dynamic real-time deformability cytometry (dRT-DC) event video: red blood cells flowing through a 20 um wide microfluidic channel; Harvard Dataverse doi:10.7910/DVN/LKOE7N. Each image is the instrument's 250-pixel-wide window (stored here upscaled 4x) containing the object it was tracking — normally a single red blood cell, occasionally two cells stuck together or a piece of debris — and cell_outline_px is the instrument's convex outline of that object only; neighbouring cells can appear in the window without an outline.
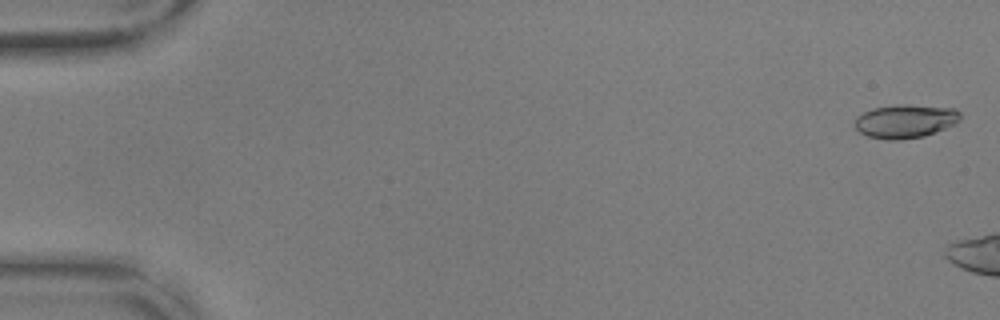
{"species": "common noctule bat (a hibernating species)", "species_latin": "Nyctalus noctula", "temperature_condition": "warm", "stored_images_in_passage": 8, "camera_frame_rate_fps": 3000, "um_per_image_px": 0.085, "animal": {"sex": "male", "body_mass_g": 17.9, "forearm_length_mm": 54.2}, "frame": {"image": 1, "passage_image": 2, "time_ms": 0.333, "image_size_px": [1000, 320], "cell_outline_px": [[960, 120], [956, 124], [924, 136], [900, 140], [888, 140], [868, 136], [860, 132], [856, 128], [856, 116], [872, 108], [896, 104], [908, 104], [956, 108], [960, 112]], "centroid_in_image_um": [76.98, 10.29], "position_along_channel_um": 8.0, "area_um2": 20.81}}